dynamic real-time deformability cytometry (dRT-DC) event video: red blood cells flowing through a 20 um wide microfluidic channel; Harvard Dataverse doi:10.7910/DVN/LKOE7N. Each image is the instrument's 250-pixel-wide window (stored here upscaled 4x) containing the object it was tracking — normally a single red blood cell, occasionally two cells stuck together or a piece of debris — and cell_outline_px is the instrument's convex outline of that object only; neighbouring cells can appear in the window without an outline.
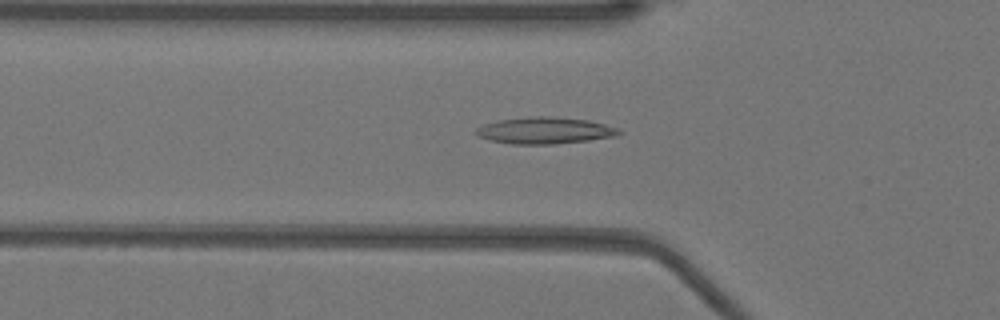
{"species": "Egyptian fruit bat (a non-hibernating species)", "species_latin": "Rousettus aegyptiacus", "temperature_condition": "warm", "stored_images_in_passage": 50, "camera_frame_rate_fps": 3000, "um_per_image_px": 0.085, "animal": {"sex": "female"}, "frame": {"image": 1, "passage_image": 17, "time_ms": 5.333, "image_size_px": [1000, 320], "cell_outline_px": [[620, 132], [616, 136], [588, 140], [552, 144], [512, 144], [492, 140], [480, 136], [472, 132], [476, 128], [484, 124], [496, 120], [536, 116], [552, 116], [588, 120], [620, 128]], "centroid_in_image_um": [46.29, 11.08], "position_along_channel_um": 79.5, "area_um2": 22.08}}
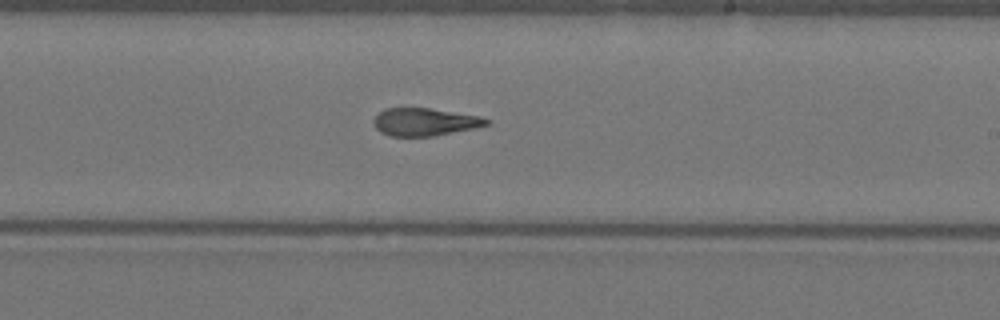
{"frame": {"image": 2, "passage_image": 30, "time_ms": 9.667, "image_size_px": [1000, 320], "cell_outline_px": [[488, 124], [476, 128], [432, 136], [392, 136], [380, 132], [372, 124], [372, 120], [384, 108], [428, 108], [480, 116], [488, 120]], "centroid_in_image_um": [36.06, 10.36], "position_along_channel_um": 252.9, "area_um2": 18.09}}
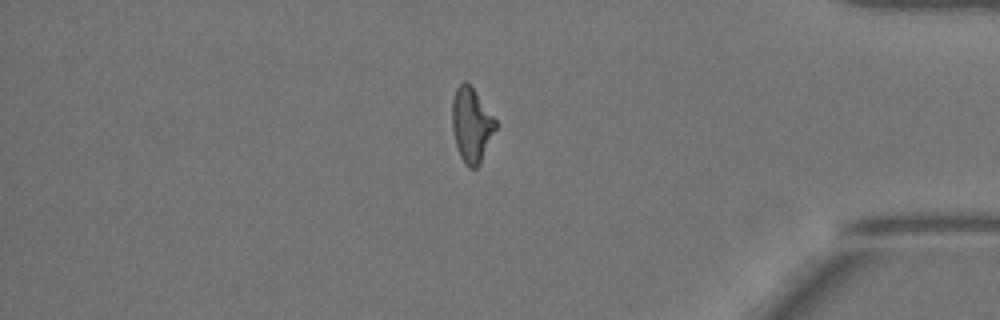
{"frame": {"image": 3, "passage_image": 43, "time_ms": 14.0, "image_size_px": [1000, 320], "cell_outline_px": [[496, 128], [480, 164], [476, 168], [468, 168], [464, 164], [460, 156], [456, 144], [452, 128], [452, 100], [456, 88], [464, 80], [472, 88], [496, 120]], "centroid_in_image_um": [40.06, 10.65], "position_along_channel_um": 395.1, "area_um2": 18.61}, "authors_computed_cell_mechanics": {"area_um2": 19.5075, "velocity_mm_per_s": 3.985, "shape_relaxation_time_tau1_ms": null, "shape_relaxation_time_tau2_ms": 3.7932, "deformation_change_tau1": null, "deformation_change_tau2": 0.1351}}